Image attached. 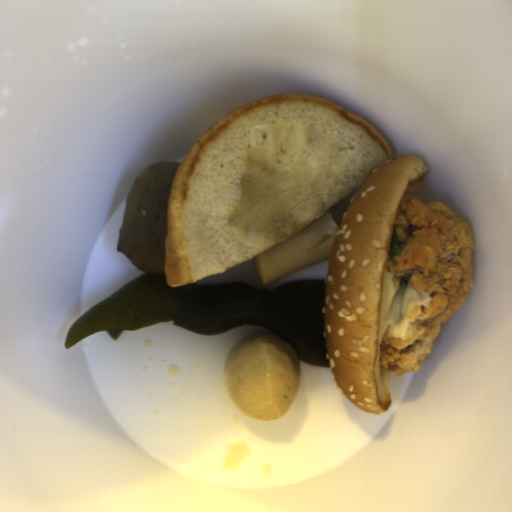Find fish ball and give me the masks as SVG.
<instances>
[{
    "label": "fish ball",
    "mask_w": 512,
    "mask_h": 512,
    "mask_svg": "<svg viewBox=\"0 0 512 512\" xmlns=\"http://www.w3.org/2000/svg\"><path fill=\"white\" fill-rule=\"evenodd\" d=\"M224 379L228 394L247 419H282L300 389V357L271 333L248 335L229 349Z\"/></svg>",
    "instance_id": "1"
}]
</instances>
